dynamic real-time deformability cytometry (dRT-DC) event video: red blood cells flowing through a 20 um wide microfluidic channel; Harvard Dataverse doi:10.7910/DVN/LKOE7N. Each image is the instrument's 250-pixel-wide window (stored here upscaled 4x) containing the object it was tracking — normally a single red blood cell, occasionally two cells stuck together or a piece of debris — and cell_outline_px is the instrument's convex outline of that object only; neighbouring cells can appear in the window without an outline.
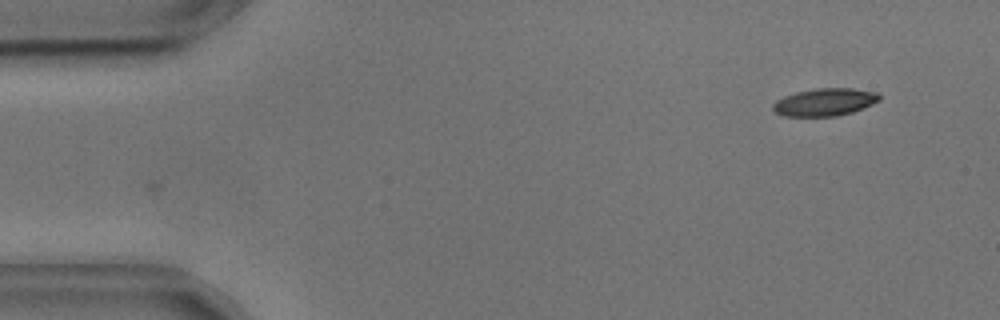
{"species": "common noctule bat (a hibernating species)", "species_latin": "Nyctalus noctula", "temperature_condition": "cold", "stored_images_in_passage": 12, "camera_frame_rate_fps": 3000, "um_per_image_px": 0.085, "animal": {"sex": "male", "body_mass_g": 17.9, "forearm_length_mm": 54.2}, "frame": {"image": 1, "passage_image": 1, "time_ms": 0.0, "image_size_px": [1000, 320], "cell_outline_px": [[880, 100], [872, 104], [852, 112], [836, 116], [784, 116], [776, 112], [772, 108], [772, 104], [776, 100], [784, 96], [796, 92], [816, 88], [852, 88], [876, 92], [880, 96]], "centroid_in_image_um": [70.09, 8.67], "position_along_channel_um": 14.9, "area_um2": 17.05}}